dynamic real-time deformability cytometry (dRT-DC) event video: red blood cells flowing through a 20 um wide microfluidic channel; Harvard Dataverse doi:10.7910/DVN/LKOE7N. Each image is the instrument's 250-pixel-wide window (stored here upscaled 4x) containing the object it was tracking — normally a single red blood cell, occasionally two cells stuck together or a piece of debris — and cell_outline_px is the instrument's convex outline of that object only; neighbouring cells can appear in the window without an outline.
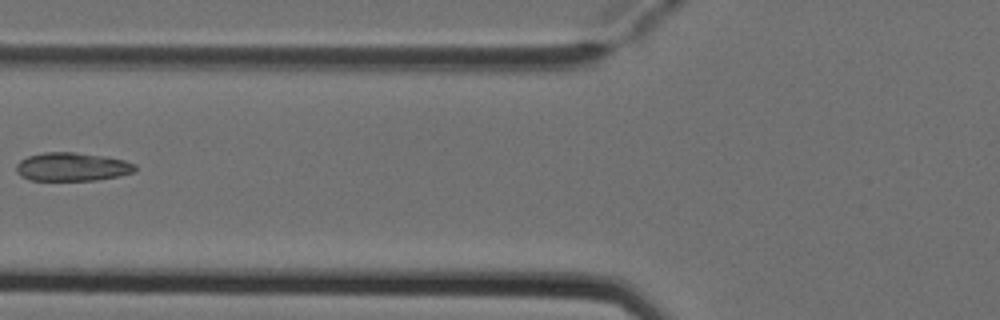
{"species": "Egyptian fruit bat (a non-hibernating species)", "species_latin": "Rousettus aegyptiacus", "temperature_condition": "cold", "stored_images_in_passage": 6, "camera_frame_rate_fps": 3000, "um_per_image_px": 0.085, "animal": {"sex": "female"}, "frame": {"image": 1, "passage_image": 6, "time_ms": 1.667, "image_size_px": [1000, 320], "cell_outline_px": [[136, 172], [120, 176], [96, 180], [32, 180], [20, 176], [16, 172], [16, 164], [20, 160], [28, 156], [44, 152], [76, 152], [104, 156], [124, 160], [136, 164]], "centroid_in_image_um": [6.14, 14.18], "position_along_channel_um": 119.7, "area_um2": 19.88}}